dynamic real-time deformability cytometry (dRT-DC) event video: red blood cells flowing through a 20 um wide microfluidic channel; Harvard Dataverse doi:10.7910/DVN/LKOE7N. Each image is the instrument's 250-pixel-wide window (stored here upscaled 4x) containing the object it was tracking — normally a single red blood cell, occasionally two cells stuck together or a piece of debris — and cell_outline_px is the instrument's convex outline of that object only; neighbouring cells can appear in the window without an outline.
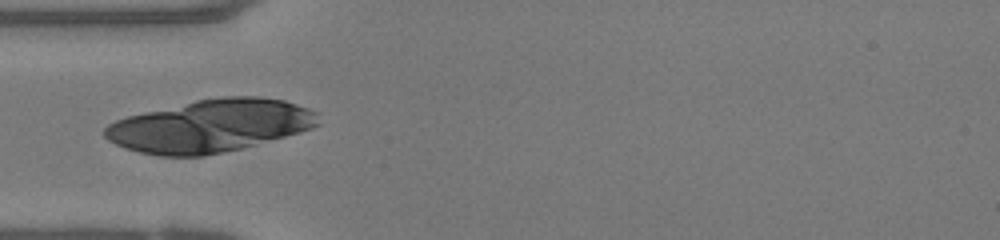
{"species": "human", "species_latin": "Homo sapiens", "temperature_condition": "warm", "stored_images_in_passage": 49, "camera_frame_rate_fps": 3000, "um_per_image_px": 0.085, "donor": {"sex": "female"}, "frame": {"image": 1, "passage_image": 15, "time_ms": 4.667, "image_size_px": [1000, 240], "cell_outline_px": [[320, 124], [312, 128], [284, 136], [240, 148], [204, 156], [160, 156], [140, 152], [124, 148], [108, 140], [104, 136], [104, 128], [108, 124], [116, 120], [128, 116], [144, 112], [196, 100], [224, 96], [260, 96], [284, 100], [308, 108], [316, 112]], "centroid_in_image_um": [17.85, 10.69], "position_along_channel_um": 67.1, "area_um2": 64.97}}
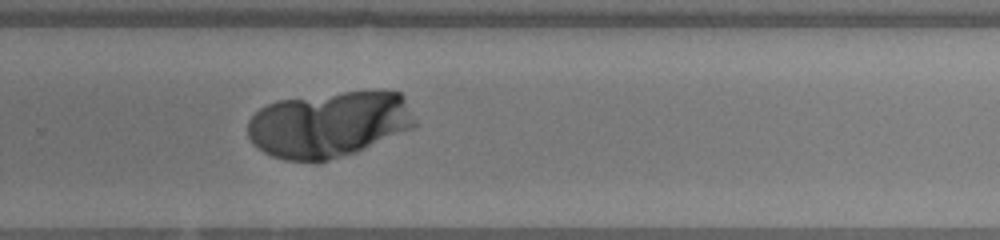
{"frame": {"image": 2, "passage_image": 32, "time_ms": 10.333, "image_size_px": [1000, 240], "cell_outline_px": [[416, 124], [412, 128], [356, 152], [328, 160], [284, 160], [272, 156], [264, 152], [252, 144], [248, 136], [248, 120], [260, 108], [276, 100], [344, 92], [400, 92], [404, 96]], "centroid_in_image_um": [27.92, 10.57], "position_along_channel_um": 301.9, "area_um2": 63.64}}
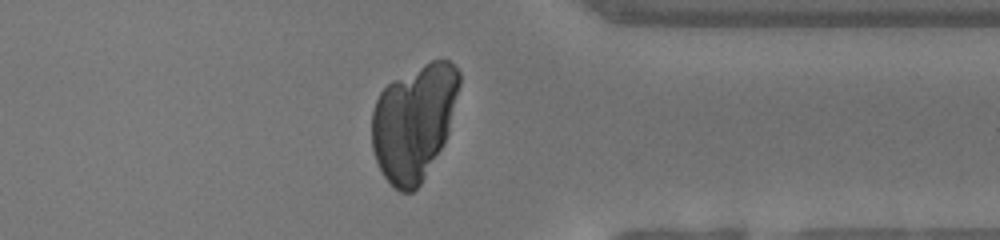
{"frame": {"image": 3, "passage_image": 38, "time_ms": 12.333, "image_size_px": [1000, 240], "cell_outline_px": [[460, 84], [448, 132], [444, 144], [420, 184], [412, 192], [400, 192], [384, 176], [376, 160], [372, 148], [372, 112], [376, 100], [380, 92], [392, 80], [432, 60], [448, 60], [460, 72]], "centroid_in_image_um": [35.18, 10.37], "position_along_channel_um": 376.2, "area_um2": 58.55}}